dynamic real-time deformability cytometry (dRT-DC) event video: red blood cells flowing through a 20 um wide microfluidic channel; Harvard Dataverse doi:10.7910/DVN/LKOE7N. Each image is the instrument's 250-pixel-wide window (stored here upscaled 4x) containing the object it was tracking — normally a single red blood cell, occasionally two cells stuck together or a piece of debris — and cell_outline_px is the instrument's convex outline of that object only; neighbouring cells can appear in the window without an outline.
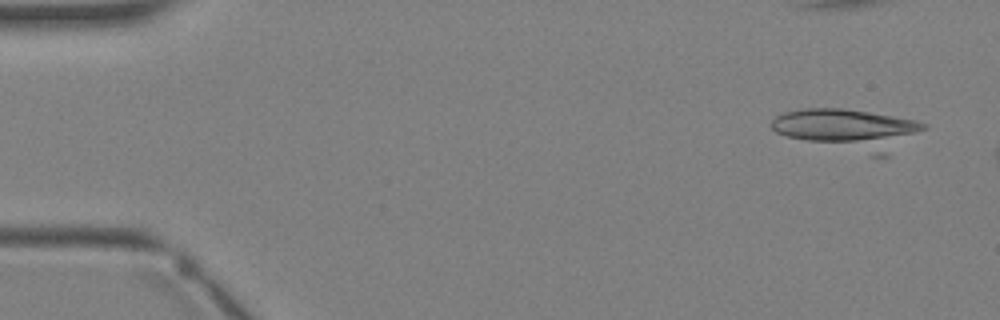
{"species": "Egyptian fruit bat (a non-hibernating species)", "species_latin": "Rousettus aegyptiacus", "temperature_condition": "warm", "stored_images_in_passage": 4, "camera_frame_rate_fps": 3000, "um_per_image_px": 0.085, "animal": {"sex": "female"}, "frame": {"image": 1, "passage_image": 1, "time_ms": 0.0, "image_size_px": [1000, 320], "cell_outline_px": [[928, 128], [888, 156], [872, 156], [784, 136], [776, 132], [772, 128], [772, 120], [776, 116], [784, 112], [804, 108], [844, 108], [916, 120], [928, 124]], "centroid_in_image_um": [72.16, 11.01], "position_along_channel_um": 12.8, "area_um2": 36.41}}
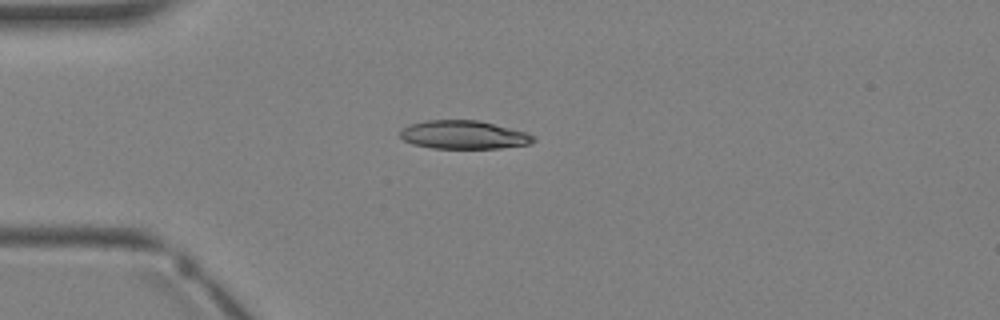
{"frame": {"image": 2, "passage_image": 4, "time_ms": 4.333, "image_size_px": [1000, 320], "cell_outline_px": [[536, 140], [528, 144], [500, 148], [432, 148], [412, 144], [404, 140], [400, 136], [400, 132], [408, 124], [424, 120], [480, 120], [528, 132], [536, 136]], "centroid_in_image_um": [39.44, 11.45], "position_along_channel_um": 45.6, "area_um2": 22.25}}